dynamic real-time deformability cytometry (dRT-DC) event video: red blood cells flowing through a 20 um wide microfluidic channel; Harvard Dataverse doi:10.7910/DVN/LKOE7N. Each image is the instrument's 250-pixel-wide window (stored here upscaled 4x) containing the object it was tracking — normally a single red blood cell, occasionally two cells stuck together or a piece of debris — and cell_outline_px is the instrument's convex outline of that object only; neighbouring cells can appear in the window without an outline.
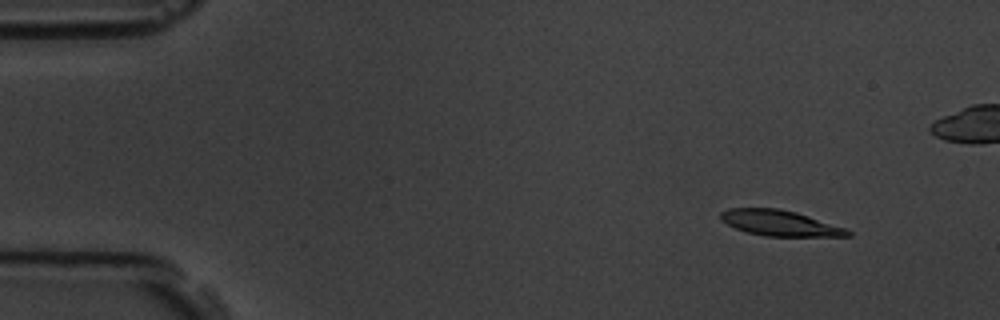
{"species": "common noctule bat (a hibernating species)", "species_latin": "Nyctalus noctula", "temperature_condition": "room temperature", "stored_images_in_passage": 58, "camera_frame_rate_fps": 3000, "um_per_image_px": 0.085, "animal": {"sex": "male", "body_mass_g": 19.5, "forearm_length_mm": 54.6}, "frame": {"image": 1, "passage_image": 5, "time_ms": 1.333, "image_size_px": [1000, 320], "cell_outline_px": [[852, 236], [764, 236], [748, 232], [736, 228], [720, 220], [720, 212], [728, 208], [780, 208], [796, 212], [844, 228], [852, 232]], "centroid_in_image_um": [66.25, 18.95], "position_along_channel_um": 18.8, "area_um2": 18.79}}
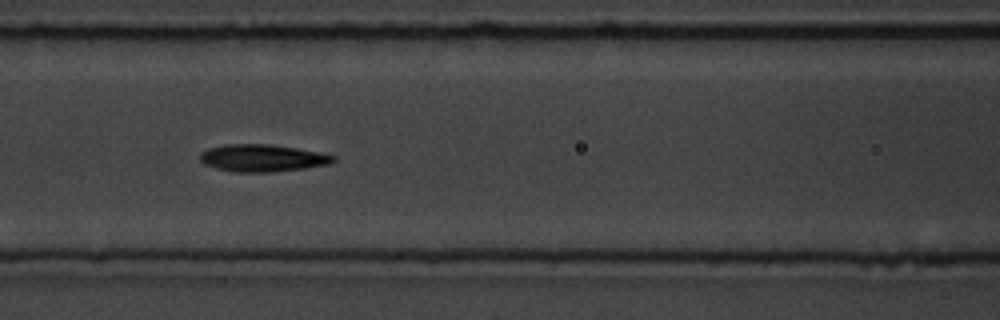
{"frame": {"image": 2, "passage_image": 24, "time_ms": 7.667, "image_size_px": [1000, 320], "cell_outline_px": [[336, 160], [332, 164], [304, 168], [272, 172], [236, 172], [216, 168], [204, 164], [200, 160], [200, 152], [208, 148], [224, 144], [268, 144], [296, 148], [320, 152], [336, 156]], "centroid_in_image_um": [22.32, 13.43], "position_along_channel_um": 144.3, "area_um2": 21.27}}
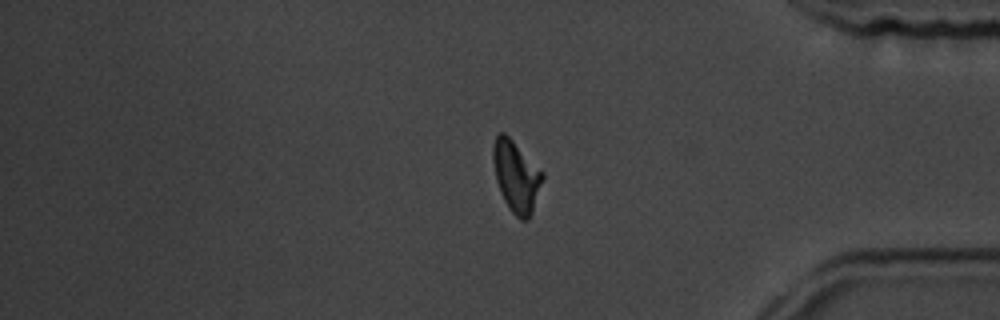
{"frame": {"image": 3, "passage_image": 47, "time_ms": 15.333, "image_size_px": [1000, 320], "cell_outline_px": [[544, 176], [532, 212], [528, 220], [520, 220], [508, 208], [500, 192], [496, 180], [492, 160], [492, 144], [496, 136], [500, 132], [504, 132], [544, 172]], "centroid_in_image_um": [43.86, 14.99], "position_along_channel_um": 391.3, "area_um2": 20.52}, "authors_computed_cell_mechanics": {"area_um2": 20.1144, "velocity_mm_per_s": 3.5205, "shape_relaxation_time_tau1_ms": 3.8436, "shape_relaxation_time_tau2_ms": 2.7783, "deformation_change_tau1": 0.1479, "deformation_change_tau2": 0.1074}}